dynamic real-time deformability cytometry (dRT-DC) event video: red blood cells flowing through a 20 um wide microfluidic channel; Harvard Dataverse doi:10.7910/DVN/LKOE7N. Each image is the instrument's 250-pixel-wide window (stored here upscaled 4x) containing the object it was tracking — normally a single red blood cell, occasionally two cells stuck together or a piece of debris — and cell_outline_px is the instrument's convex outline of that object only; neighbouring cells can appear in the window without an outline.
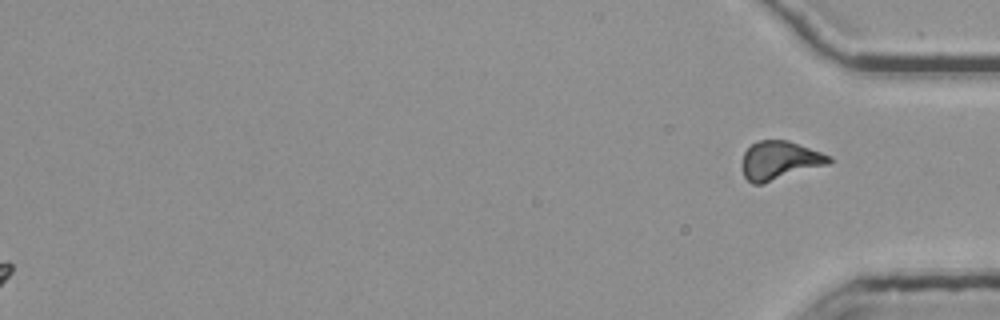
{"species": "common noctule bat (a hibernating species)", "species_latin": "Nyctalus noctula", "temperature_condition": "room temperature", "stored_images_in_passage": 55, "segment_of_instrument_passage": [2, 2], "camera_frame_rate_fps": 3000, "um_per_image_px": 0.085, "animal": {"sex": "female", "body_mass_g": 25.1}, "frame": {"image": 1, "passage_image": 55, "time_ms": 18.0, "image_size_px": [1000, 320], "cell_outline_px": [[832, 164], [764, 184], [752, 184], [744, 176], [744, 152], [756, 140], [788, 140], [832, 156]], "centroid_in_image_um": [66.34, 13.65], "position_along_channel_um": 368.9, "area_um2": 19.77}}